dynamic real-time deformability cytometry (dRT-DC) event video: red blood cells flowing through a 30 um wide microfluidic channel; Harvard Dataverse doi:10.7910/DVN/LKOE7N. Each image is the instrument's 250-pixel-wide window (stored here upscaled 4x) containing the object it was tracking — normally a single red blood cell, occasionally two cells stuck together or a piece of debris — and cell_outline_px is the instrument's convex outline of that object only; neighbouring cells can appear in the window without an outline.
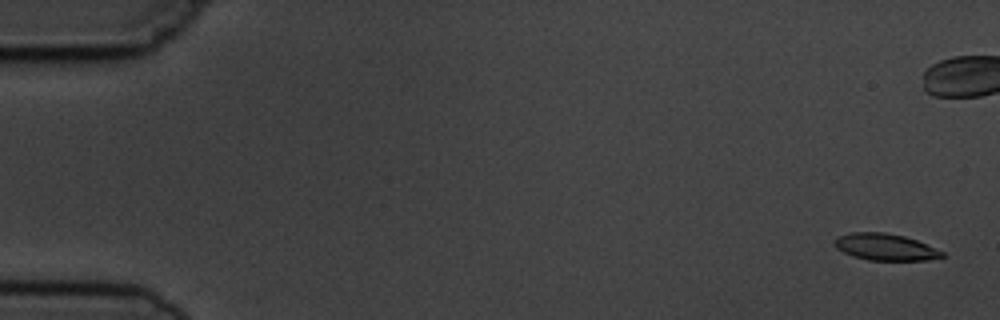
{"species": "common noctule bat (a hibernating species)", "species_latin": "Nyctalus noctula", "temperature_condition": "cold", "stored_images_in_passage": 6, "camera_frame_rate_fps": 3000, "um_per_image_px": 0.085, "animal": {"sex": "male", "body_mass_g": 19.5, "forearm_length_mm": 54.6}, "frame": {"image": 1, "passage_image": 1, "time_ms": 0.0, "image_size_px": [1000, 320], "cell_outline_px": [[944, 256], [924, 260], [868, 260], [852, 256], [836, 248], [832, 244], [832, 240], [848, 232], [884, 232], [904, 236], [916, 240], [944, 252]], "centroid_in_image_um": [75.18, 20.99], "position_along_channel_um": 9.8, "area_um2": 16.7}}